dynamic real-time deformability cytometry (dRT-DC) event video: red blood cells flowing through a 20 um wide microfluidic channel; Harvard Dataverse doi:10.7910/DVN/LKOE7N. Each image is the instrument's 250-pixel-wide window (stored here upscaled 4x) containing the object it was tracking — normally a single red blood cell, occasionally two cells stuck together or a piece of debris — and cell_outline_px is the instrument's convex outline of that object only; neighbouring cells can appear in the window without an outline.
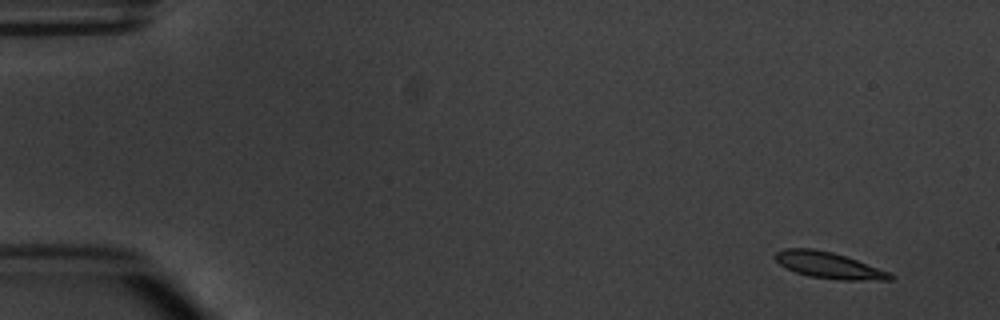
{"species": "common noctule bat (a hibernating species)", "species_latin": "Nyctalus noctula", "temperature_condition": "warm", "stored_images_in_passage": 4, "camera_frame_rate_fps": 3000, "um_per_image_px": 0.085, "animal": {"sex": "male", "body_mass_g": 20.1, "forearm_length_mm": 53.5}, "frame": {"image": 1, "passage_image": 1, "time_ms": 0.0, "image_size_px": [1000, 320], "cell_outline_px": [[896, 276], [892, 280], [840, 280], [808, 276], [784, 268], [776, 260], [776, 252], [784, 248], [812, 248], [832, 252], [856, 260], [888, 272]], "centroid_in_image_um": [70.42, 22.55], "position_along_channel_um": 14.6, "area_um2": 17.46}}